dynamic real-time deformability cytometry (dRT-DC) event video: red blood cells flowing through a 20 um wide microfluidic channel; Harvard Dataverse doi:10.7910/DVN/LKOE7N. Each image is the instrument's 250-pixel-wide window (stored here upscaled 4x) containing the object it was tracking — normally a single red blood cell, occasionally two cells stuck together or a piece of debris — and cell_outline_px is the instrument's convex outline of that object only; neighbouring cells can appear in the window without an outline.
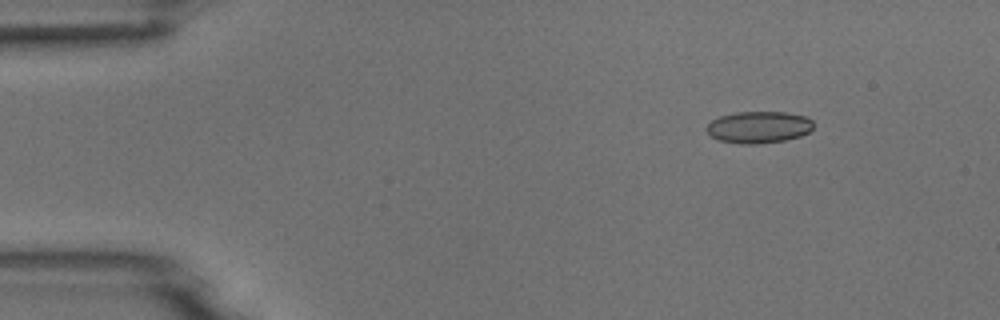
{"species": "common noctule bat (a hibernating species)", "species_latin": "Nyctalus noctula", "temperature_condition": "room temperature", "stored_images_in_passage": 5, "camera_frame_rate_fps": 3000, "um_per_image_px": 0.085, "animal": {"sex": "male", "body_mass_g": 18.8}, "frame": {"image": 1, "passage_image": 2, "time_ms": 0.333, "image_size_px": [1000, 320], "cell_outline_px": [[812, 128], [808, 132], [800, 136], [784, 140], [756, 144], [740, 144], [720, 140], [712, 136], [704, 128], [712, 120], [720, 116], [736, 112], [784, 112], [804, 116], [812, 120]], "centroid_in_image_um": [64.47, 10.81], "position_along_channel_um": 20.5, "area_um2": 19.65}}
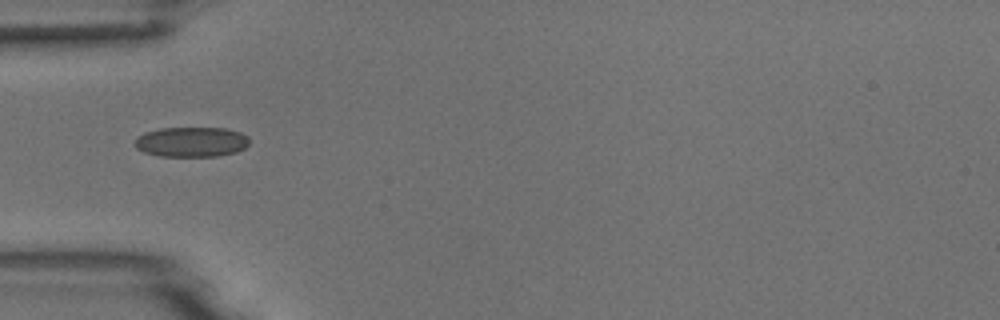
{"frame": {"image": 2, "passage_image": 5, "time_ms": 1.333, "image_size_px": [1000, 320], "cell_outline_px": [[248, 144], [244, 148], [236, 152], [216, 156], [160, 156], [144, 152], [136, 148], [136, 136], [144, 132], [160, 128], [224, 128], [240, 132], [248, 136]], "centroid_in_image_um": [16.26, 12.06], "position_along_channel_um": 68.7, "area_um2": 20.0}}